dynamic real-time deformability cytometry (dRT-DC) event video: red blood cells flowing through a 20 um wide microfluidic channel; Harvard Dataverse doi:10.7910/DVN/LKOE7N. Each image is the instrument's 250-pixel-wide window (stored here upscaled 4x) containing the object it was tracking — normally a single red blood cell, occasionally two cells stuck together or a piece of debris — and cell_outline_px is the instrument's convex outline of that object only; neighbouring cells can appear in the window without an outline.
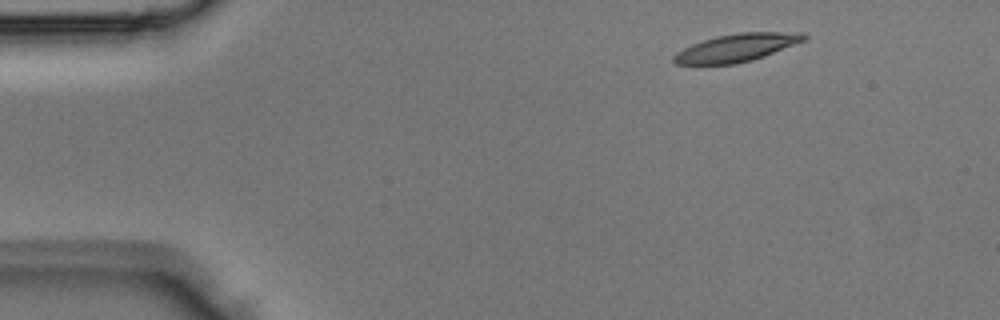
{"species": "Egyptian fruit bat (a non-hibernating species)", "species_latin": "Rousettus aegyptiacus", "temperature_condition": "room temperature", "stored_images_in_passage": 2, "camera_frame_rate_fps": 3000, "um_per_image_px": 0.085, "animal": {"sex": "male"}, "frame": {"image": 1, "passage_image": 1, "time_ms": 0.0, "image_size_px": [1000, 320], "cell_outline_px": [[808, 36], [804, 40], [764, 56], [752, 60], [736, 64], [676, 64], [672, 60], [672, 56], [676, 52], [692, 44], [716, 36], [740, 32], [804, 32]], "centroid_in_image_um": [62.6, 4.05], "position_along_channel_um": 22.4, "area_um2": 20.98}}